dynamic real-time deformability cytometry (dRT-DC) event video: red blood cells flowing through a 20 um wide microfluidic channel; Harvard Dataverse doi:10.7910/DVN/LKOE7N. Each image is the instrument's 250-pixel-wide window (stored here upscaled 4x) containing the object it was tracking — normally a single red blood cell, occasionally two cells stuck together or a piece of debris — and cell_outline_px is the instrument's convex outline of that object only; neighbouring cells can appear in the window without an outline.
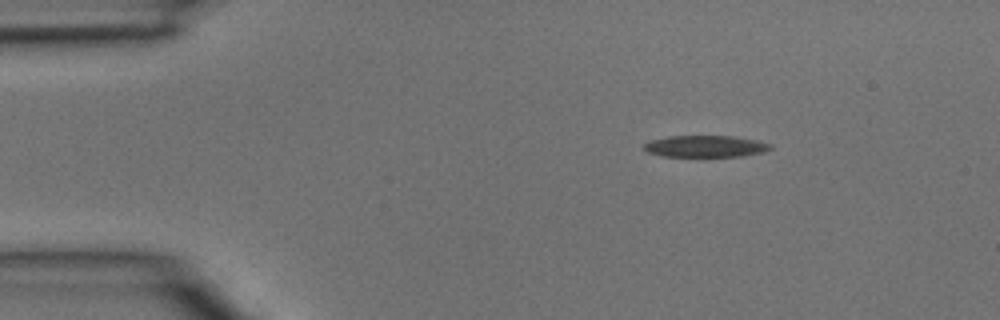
{"species": "common noctule bat (a hibernating species)", "species_latin": "Nyctalus noctula", "temperature_condition": "room temperature", "stored_images_in_passage": 3, "camera_frame_rate_fps": 3000, "um_per_image_px": 0.085, "animal": {"sex": "male", "body_mass_g": 15.6}, "frame": {"image": 1, "passage_image": 1, "time_ms": 0.0, "image_size_px": [1000, 320], "cell_outline_px": [[772, 148], [764, 152], [744, 156], [660, 156], [644, 152], [644, 144], [648, 140], [668, 136], [732, 136], [756, 140], [772, 144]], "centroid_in_image_um": [59.92, 12.43], "position_along_channel_um": 25.1, "area_um2": 16.13}}